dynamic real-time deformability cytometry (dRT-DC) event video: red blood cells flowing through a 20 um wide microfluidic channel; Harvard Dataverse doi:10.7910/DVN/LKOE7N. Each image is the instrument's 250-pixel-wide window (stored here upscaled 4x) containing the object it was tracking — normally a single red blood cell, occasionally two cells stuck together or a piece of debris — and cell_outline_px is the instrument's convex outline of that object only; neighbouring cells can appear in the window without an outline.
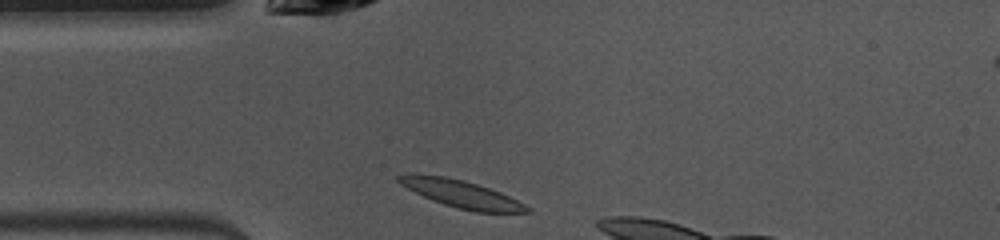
{"species": "common noctule bat (a hibernating species)", "species_latin": "Nyctalus noctula", "temperature_condition": "warm", "stored_images_in_passage": 5, "camera_frame_rate_fps": 3000, "um_per_image_px": 0.085, "animal": {"sex": "female", "body_mass_g": 10.0, "forearm_length_mm": 53.1}, "frame": {"image": 1, "passage_image": 1, "time_ms": 0.0, "image_size_px": [1000, 240], "cell_outline_px": [[532, 212], [476, 212], [456, 208], [432, 200], [400, 184], [396, 180], [396, 176], [444, 176], [464, 180], [500, 192], [532, 208]], "centroid_in_image_um": [39.3, 16.52], "position_along_channel_um": 45.7, "area_um2": 19.77}}
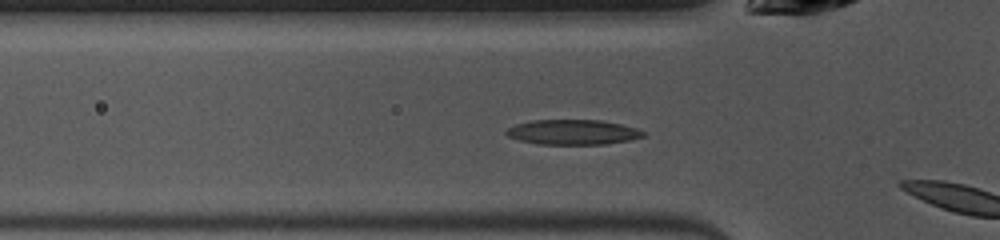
{"frame": {"image": 2, "passage_image": 4, "time_ms": 1.0, "image_size_px": [1000, 240], "cell_outline_px": [[648, 132], [644, 136], [632, 140], [604, 144], [540, 144], [520, 140], [508, 136], [504, 132], [508, 128], [516, 124], [532, 120], [600, 120], [620, 124], [636, 128]], "centroid_in_image_um": [48.73, 11.23], "position_along_channel_um": 77.1, "area_um2": 19.94}}